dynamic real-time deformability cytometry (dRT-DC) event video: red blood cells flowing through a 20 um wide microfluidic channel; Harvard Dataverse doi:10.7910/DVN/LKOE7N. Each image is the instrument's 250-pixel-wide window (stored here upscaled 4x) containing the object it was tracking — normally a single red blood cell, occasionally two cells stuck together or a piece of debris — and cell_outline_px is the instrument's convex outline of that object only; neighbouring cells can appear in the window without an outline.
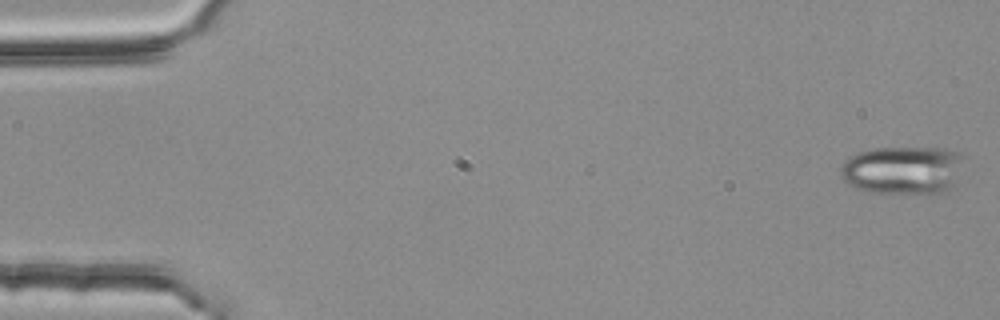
{"species": "common noctule bat (a hibernating species)", "species_latin": "Nyctalus noctula", "temperature_condition": "room temperature", "stored_images_in_passage": 17, "camera_frame_rate_fps": 3000, "um_per_image_px": 0.085, "animal": {"sex": "female", "body_mass_g": 25.1}, "frame": {"image": 1, "passage_image": 1, "time_ms": 0.0, "image_size_px": [1000, 320], "cell_outline_px": [[964, 156], [956, 188], [948, 192], [868, 192], [856, 188], [848, 184], [840, 176], [840, 168], [844, 160], [848, 156], [860, 152], [876, 148], [948, 148], [960, 152]], "centroid_in_image_um": [76.79, 14.44], "position_along_channel_um": 8.2, "area_um2": 35.08}}
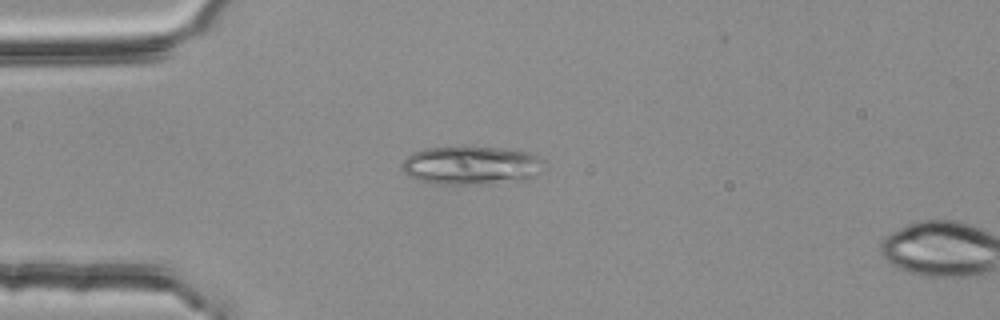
{"frame": {"image": 2, "passage_image": 14, "time_ms": 4.333, "image_size_px": [1000, 320], "cell_outline_px": [[540, 172], [524, 180], [480, 184], [432, 184], [416, 180], [408, 176], [404, 172], [400, 164], [412, 152], [428, 148], [504, 148], [532, 152], [540, 160]], "centroid_in_image_um": [39.99, 14.08], "position_along_channel_um": 45.0, "area_um2": 31.56}}